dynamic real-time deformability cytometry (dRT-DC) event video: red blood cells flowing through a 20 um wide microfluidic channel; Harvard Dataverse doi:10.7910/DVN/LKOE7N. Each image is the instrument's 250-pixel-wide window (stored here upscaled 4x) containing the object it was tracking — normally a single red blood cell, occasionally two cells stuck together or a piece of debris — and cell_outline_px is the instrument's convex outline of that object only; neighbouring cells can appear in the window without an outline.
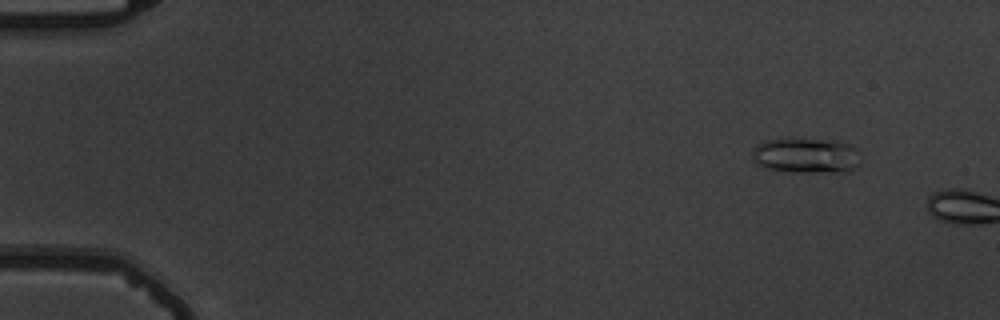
{"species": "common noctule bat (a hibernating species)", "species_latin": "Nyctalus noctula", "temperature_condition": "warm", "stored_images_in_passage": 3, "camera_frame_rate_fps": 3000, "um_per_image_px": 0.085, "animal": {"sex": "male", "body_mass_g": 19.5, "forearm_length_mm": 54.6}, "frame": {"image": 1, "passage_image": 2, "time_ms": 1.0, "image_size_px": [1000, 320], "cell_outline_px": [[860, 164], [856, 168], [848, 172], [796, 172], [764, 168], [756, 164], [752, 160], [752, 148], [756, 144], [764, 140], [816, 140], [848, 144], [856, 148]], "centroid_in_image_um": [68.47, 13.26], "position_along_channel_um": 16.5, "area_um2": 22.02}}